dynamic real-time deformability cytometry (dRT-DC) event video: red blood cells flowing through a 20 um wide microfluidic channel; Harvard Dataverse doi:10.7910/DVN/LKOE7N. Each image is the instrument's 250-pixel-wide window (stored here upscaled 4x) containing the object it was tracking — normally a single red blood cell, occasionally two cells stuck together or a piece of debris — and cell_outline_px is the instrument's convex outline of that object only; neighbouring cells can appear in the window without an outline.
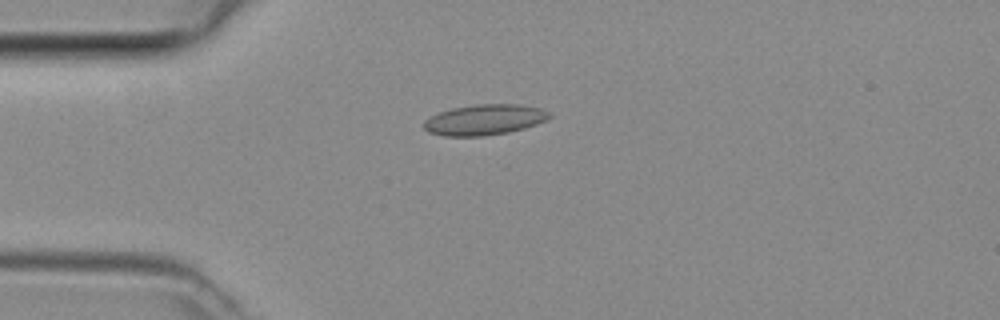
{"species": "common noctule bat (a hibernating species)", "species_latin": "Nyctalus noctula", "temperature_condition": "room temperature", "stored_images_in_passage": 5, "camera_frame_rate_fps": 3000, "um_per_image_px": 0.085, "animal": {"sex": "female", "body_mass_g": 29.2, "forearm_length_mm": 56.3}, "frame": {"image": 1, "passage_image": 5, "time_ms": 1.333, "image_size_px": [1000, 320], "cell_outline_px": [[552, 116], [536, 124], [524, 128], [508, 132], [484, 136], [444, 136], [428, 132], [424, 128], [424, 120], [440, 112], [452, 108], [476, 104], [520, 104], [540, 108], [548, 112]], "centroid_in_image_um": [41.17, 10.18], "position_along_channel_um": 43.8, "area_um2": 22.25}}